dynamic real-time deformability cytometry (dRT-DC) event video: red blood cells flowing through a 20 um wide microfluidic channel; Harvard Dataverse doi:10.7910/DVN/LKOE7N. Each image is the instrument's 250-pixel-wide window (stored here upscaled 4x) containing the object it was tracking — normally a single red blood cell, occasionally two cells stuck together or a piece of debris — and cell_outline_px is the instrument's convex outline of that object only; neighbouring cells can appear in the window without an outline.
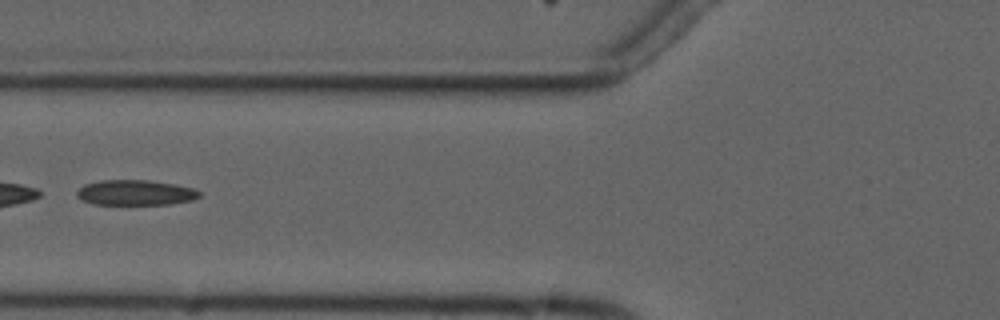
{"species": "common noctule bat (a hibernating species)", "species_latin": "Nyctalus noctula", "temperature_condition": "cold", "stored_images_in_passage": 8, "camera_frame_rate_fps": 3000, "um_per_image_px": 0.085, "animal": {"sex": "male", "forearm_length_mm": 52.5}, "frame": {"image": 1, "passage_image": 7, "time_ms": 7.0, "image_size_px": [1000, 320], "cell_outline_px": [[200, 196], [192, 200], [168, 204], [92, 204], [80, 200], [76, 196], [76, 192], [84, 184], [100, 180], [148, 180], [176, 184], [192, 188], [200, 192]], "centroid_in_image_um": [11.47, 16.37], "position_along_channel_um": 114.3, "area_um2": 18.09}}
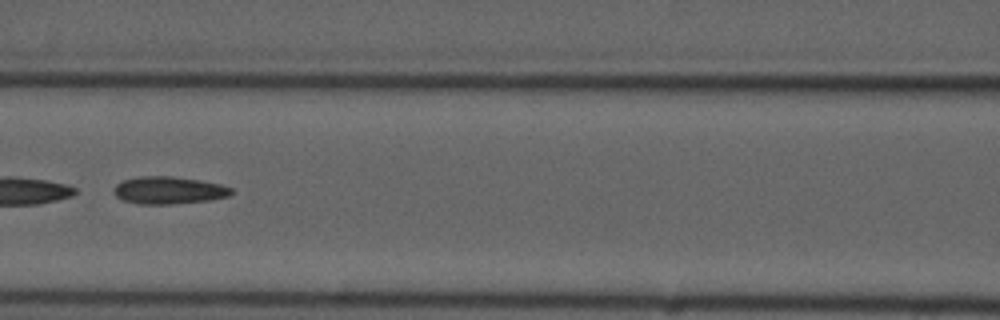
{"frame": {"image": 2, "passage_image": 8, "time_ms": 8.0, "image_size_px": [1000, 320], "cell_outline_px": [[232, 192], [228, 196], [208, 200], [172, 204], [136, 204], [124, 200], [116, 196], [112, 192], [116, 184], [124, 180], [140, 176], [172, 176], [200, 180], [220, 184], [232, 188]], "centroid_in_image_um": [14.31, 16.17], "position_along_channel_um": 152.3, "area_um2": 18.73}}